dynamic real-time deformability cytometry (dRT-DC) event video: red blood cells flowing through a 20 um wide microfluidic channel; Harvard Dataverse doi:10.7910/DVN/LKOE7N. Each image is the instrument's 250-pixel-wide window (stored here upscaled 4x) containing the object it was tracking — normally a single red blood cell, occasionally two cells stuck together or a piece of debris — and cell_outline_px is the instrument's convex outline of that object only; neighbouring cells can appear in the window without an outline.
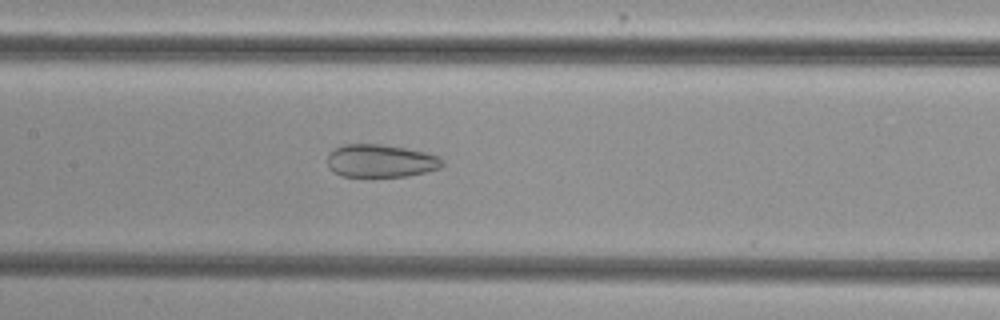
{"species": "common noctule bat (a hibernating species)", "species_latin": "Nyctalus noctula", "temperature_condition": "cold", "stored_images_in_passage": 52, "camera_frame_rate_fps": 3000, "um_per_image_px": 0.085, "animal": {"sex": "female", "body_mass_g": 29.2, "forearm_length_mm": 56.3}, "frame": {"image": 1, "passage_image": 25, "time_ms": 8.0, "image_size_px": [1000, 320], "cell_outline_px": [[444, 164], [440, 168], [408, 176], [340, 176], [328, 168], [328, 152], [344, 144], [380, 144], [404, 148], [424, 152], [440, 156], [444, 160]], "centroid_in_image_um": [32.35, 13.67], "position_along_channel_um": 175.0, "area_um2": 22.02}}
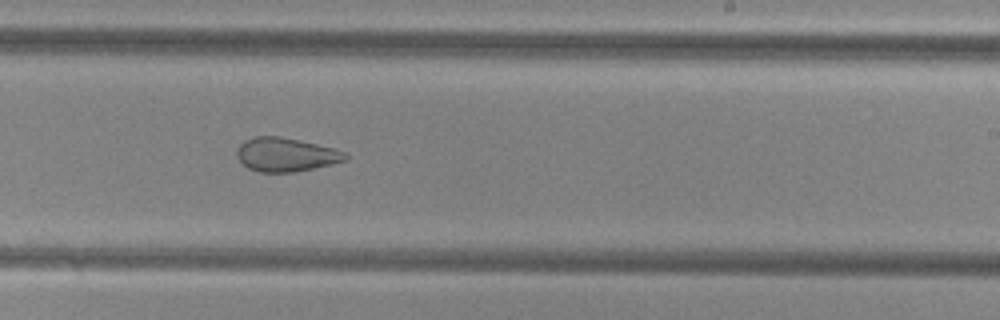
{"frame": {"image": 2, "passage_image": 32, "time_ms": 10.333, "image_size_px": [1000, 320], "cell_outline_px": [[348, 160], [296, 172], [260, 172], [248, 168], [236, 156], [236, 148], [244, 140], [256, 136], [280, 136], [300, 140], [336, 148], [344, 152], [348, 156]], "centroid_in_image_um": [24.3, 13.13], "position_along_channel_um": 264.7, "area_um2": 21.5}}
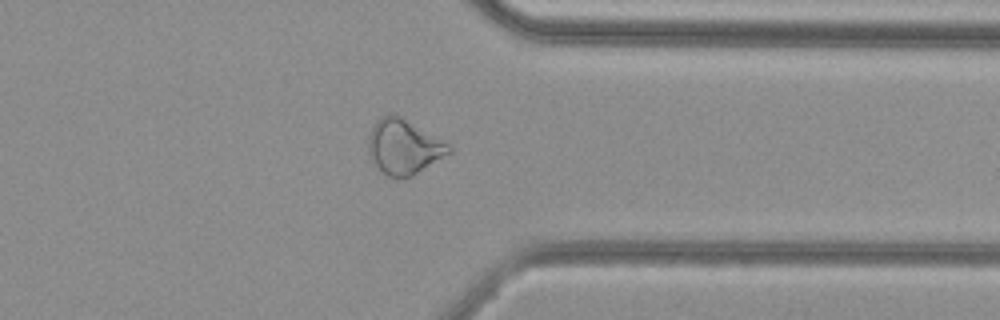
{"frame": {"image": 3, "passage_image": 41, "time_ms": 13.333, "image_size_px": [1000, 320], "cell_outline_px": [[452, 152], [412, 176], [404, 180], [388, 176], [376, 164], [368, 152], [368, 136], [376, 120], [380, 116], [388, 112], [396, 112], [448, 144], [452, 148]], "centroid_in_image_um": [34.31, 12.45], "position_along_channel_um": 377.1, "area_um2": 25.95}, "authors_computed_cell_mechanics": {"area_um2": 28.322, "velocity_mm_per_s": 3.8506, "shape_relaxation_time_tau1_ms": null, "shape_relaxation_time_tau2_ms": 2.1764, "deformation_change_tau1": null, "deformation_change_tau2": 0.095}}